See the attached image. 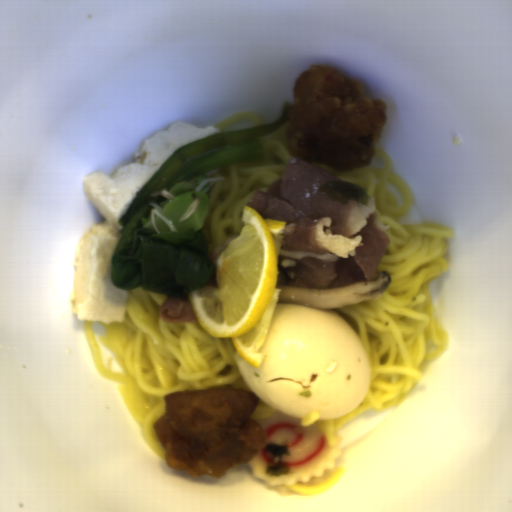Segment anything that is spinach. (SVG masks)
Listing matches in <instances>:
<instances>
[{"instance_id": "cb11ae35", "label": "spinach", "mask_w": 512, "mask_h": 512, "mask_svg": "<svg viewBox=\"0 0 512 512\" xmlns=\"http://www.w3.org/2000/svg\"><path fill=\"white\" fill-rule=\"evenodd\" d=\"M293 112V103L285 101L278 118L271 122L207 136L172 153L136 192L117 221L122 228L110 256L113 287L123 291L143 289L180 299L189 298L188 293L209 283L217 269L208 258L209 247L201 232L209 197L196 188L208 179V171L263 157L261 139L286 127ZM163 188L176 198L149 196ZM193 194L199 195L200 204L187 221L179 222L194 201ZM151 201L173 220L178 233L171 232L156 215L161 234L152 225L143 228L150 220Z\"/></svg>"}]
</instances>
